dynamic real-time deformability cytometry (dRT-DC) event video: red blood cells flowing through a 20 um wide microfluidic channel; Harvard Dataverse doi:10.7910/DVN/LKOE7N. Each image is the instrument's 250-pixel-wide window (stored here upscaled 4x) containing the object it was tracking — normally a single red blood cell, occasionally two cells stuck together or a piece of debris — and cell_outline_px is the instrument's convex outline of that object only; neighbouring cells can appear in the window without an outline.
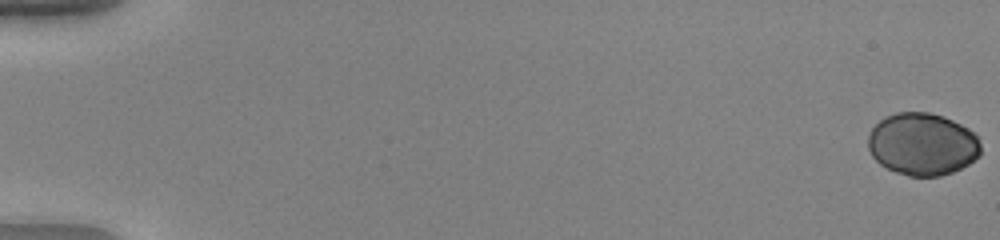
{"species": "human", "species_latin": "Homo sapiens", "temperature_condition": "warm", "stored_images_in_passage": 54, "camera_frame_rate_fps": 3000, "um_per_image_px": 0.085, "donor": {"sex": "female"}, "frame": {"image": 1, "passage_image": 1, "time_ms": 0.0, "image_size_px": [1000, 240], "cell_outline_px": [[980, 156], [968, 164], [952, 172], [940, 176], [908, 176], [896, 172], [880, 164], [872, 156], [868, 148], [868, 136], [872, 128], [884, 116], [896, 112], [928, 112], [944, 116], [968, 128], [976, 136], [980, 144]], "centroid_in_image_um": [78.39, 12.25], "position_along_channel_um": 6.6, "area_um2": 41.04}}
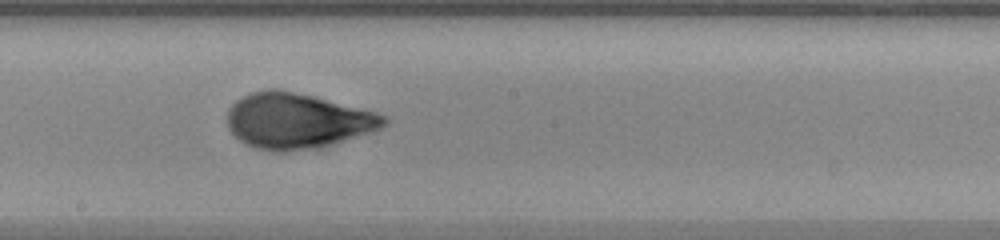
{"frame": {"image": 2, "passage_image": 32, "time_ms": 10.333, "image_size_px": [1000, 240], "cell_outline_px": [[388, 124], [372, 132], [316, 148], [284, 152], [276, 152], [256, 148], [240, 140], [228, 128], [228, 108], [236, 100], [252, 92], [268, 88], [276, 88], [312, 96], [376, 112], [388, 116]], "centroid_in_image_um": [25.27, 10.27], "position_along_channel_um": 222.9, "area_um2": 50.34}}
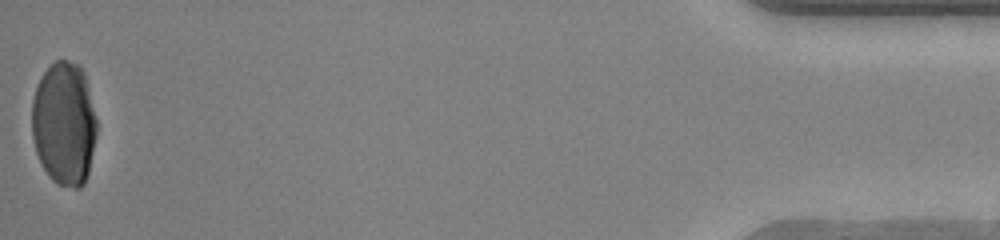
{"frame": {"image": 3, "passage_image": 54, "time_ms": 17.667, "image_size_px": [1000, 240], "cell_outline_px": [[96, 136], [88, 172], [84, 184], [80, 188], [76, 188], [56, 184], [48, 176], [36, 152], [32, 136], [32, 100], [40, 76], [56, 60], [68, 60], [80, 64], [84, 72], [96, 116]], "centroid_in_image_um": [5.45, 10.5], "position_along_channel_um": 429.8, "area_um2": 46.88}, "authors_computed_cell_mechanics": {"area_um2": 47.3093, "velocity_mm_per_s": 3.9827, "shape_relaxation_time_tau1_ms": 6.5897, "shape_relaxation_time_tau2_ms": null, "deformation_change_tau1": 0.345, "deformation_change_tau2": null}}